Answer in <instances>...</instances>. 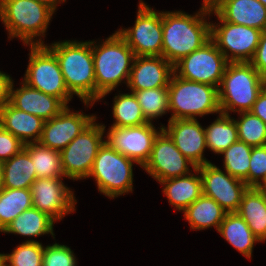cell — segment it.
Returning a JSON list of instances; mask_svg holds the SVG:
<instances>
[{"label": "cell", "mask_w": 266, "mask_h": 266, "mask_svg": "<svg viewBox=\"0 0 266 266\" xmlns=\"http://www.w3.org/2000/svg\"><path fill=\"white\" fill-rule=\"evenodd\" d=\"M36 179L33 162L24 148L3 162V188L30 189Z\"/></svg>", "instance_id": "4316f807"}, {"label": "cell", "mask_w": 266, "mask_h": 266, "mask_svg": "<svg viewBox=\"0 0 266 266\" xmlns=\"http://www.w3.org/2000/svg\"><path fill=\"white\" fill-rule=\"evenodd\" d=\"M204 130L207 148L218 155L238 141L237 126L230 115L220 113Z\"/></svg>", "instance_id": "f1b7e54d"}, {"label": "cell", "mask_w": 266, "mask_h": 266, "mask_svg": "<svg viewBox=\"0 0 266 266\" xmlns=\"http://www.w3.org/2000/svg\"><path fill=\"white\" fill-rule=\"evenodd\" d=\"M250 112L255 116H258L266 124V86L258 95V98L253 104Z\"/></svg>", "instance_id": "60d3db41"}, {"label": "cell", "mask_w": 266, "mask_h": 266, "mask_svg": "<svg viewBox=\"0 0 266 266\" xmlns=\"http://www.w3.org/2000/svg\"><path fill=\"white\" fill-rule=\"evenodd\" d=\"M54 223L51 217L32 207L19 214L3 232L31 238L51 234L55 238Z\"/></svg>", "instance_id": "83f0119b"}, {"label": "cell", "mask_w": 266, "mask_h": 266, "mask_svg": "<svg viewBox=\"0 0 266 266\" xmlns=\"http://www.w3.org/2000/svg\"><path fill=\"white\" fill-rule=\"evenodd\" d=\"M199 10L193 15L162 11V57L173 66L211 39V8L202 5Z\"/></svg>", "instance_id": "6da1fadb"}, {"label": "cell", "mask_w": 266, "mask_h": 266, "mask_svg": "<svg viewBox=\"0 0 266 266\" xmlns=\"http://www.w3.org/2000/svg\"><path fill=\"white\" fill-rule=\"evenodd\" d=\"M217 232L248 259H251L254 244L261 243L237 212L226 213Z\"/></svg>", "instance_id": "d4e9b609"}, {"label": "cell", "mask_w": 266, "mask_h": 266, "mask_svg": "<svg viewBox=\"0 0 266 266\" xmlns=\"http://www.w3.org/2000/svg\"><path fill=\"white\" fill-rule=\"evenodd\" d=\"M183 213L191 230L214 227L218 231L227 212L214 199L202 194Z\"/></svg>", "instance_id": "484cf974"}, {"label": "cell", "mask_w": 266, "mask_h": 266, "mask_svg": "<svg viewBox=\"0 0 266 266\" xmlns=\"http://www.w3.org/2000/svg\"><path fill=\"white\" fill-rule=\"evenodd\" d=\"M228 60L210 39L174 65V73L188 81L219 88Z\"/></svg>", "instance_id": "8fae6325"}, {"label": "cell", "mask_w": 266, "mask_h": 266, "mask_svg": "<svg viewBox=\"0 0 266 266\" xmlns=\"http://www.w3.org/2000/svg\"><path fill=\"white\" fill-rule=\"evenodd\" d=\"M135 94L148 122L169 112L168 87L131 91Z\"/></svg>", "instance_id": "836d02e7"}, {"label": "cell", "mask_w": 266, "mask_h": 266, "mask_svg": "<svg viewBox=\"0 0 266 266\" xmlns=\"http://www.w3.org/2000/svg\"><path fill=\"white\" fill-rule=\"evenodd\" d=\"M249 166V187L266 185V145L252 147Z\"/></svg>", "instance_id": "74e56055"}, {"label": "cell", "mask_w": 266, "mask_h": 266, "mask_svg": "<svg viewBox=\"0 0 266 266\" xmlns=\"http://www.w3.org/2000/svg\"><path fill=\"white\" fill-rule=\"evenodd\" d=\"M39 3H42L49 8H51L54 12H56V8L58 4L65 2L66 0H37Z\"/></svg>", "instance_id": "7bdbcfd3"}, {"label": "cell", "mask_w": 266, "mask_h": 266, "mask_svg": "<svg viewBox=\"0 0 266 266\" xmlns=\"http://www.w3.org/2000/svg\"><path fill=\"white\" fill-rule=\"evenodd\" d=\"M162 129L196 167L211 163L204 157L207 148L205 130L197 119L168 120L167 127L162 126Z\"/></svg>", "instance_id": "ac0fdd59"}, {"label": "cell", "mask_w": 266, "mask_h": 266, "mask_svg": "<svg viewBox=\"0 0 266 266\" xmlns=\"http://www.w3.org/2000/svg\"><path fill=\"white\" fill-rule=\"evenodd\" d=\"M142 168L159 182L189 175L196 166L178 150L172 139L162 129L154 140L149 160Z\"/></svg>", "instance_id": "5bb4252c"}, {"label": "cell", "mask_w": 266, "mask_h": 266, "mask_svg": "<svg viewBox=\"0 0 266 266\" xmlns=\"http://www.w3.org/2000/svg\"><path fill=\"white\" fill-rule=\"evenodd\" d=\"M220 0H203V6L212 8L215 4H217Z\"/></svg>", "instance_id": "ee69618b"}, {"label": "cell", "mask_w": 266, "mask_h": 266, "mask_svg": "<svg viewBox=\"0 0 266 266\" xmlns=\"http://www.w3.org/2000/svg\"><path fill=\"white\" fill-rule=\"evenodd\" d=\"M42 266H77V259L70 247L55 242L44 246Z\"/></svg>", "instance_id": "8d00e7d4"}, {"label": "cell", "mask_w": 266, "mask_h": 266, "mask_svg": "<svg viewBox=\"0 0 266 266\" xmlns=\"http://www.w3.org/2000/svg\"><path fill=\"white\" fill-rule=\"evenodd\" d=\"M24 149L31 157L37 178H65L60 151L50 149L39 142L25 144Z\"/></svg>", "instance_id": "f546056e"}, {"label": "cell", "mask_w": 266, "mask_h": 266, "mask_svg": "<svg viewBox=\"0 0 266 266\" xmlns=\"http://www.w3.org/2000/svg\"><path fill=\"white\" fill-rule=\"evenodd\" d=\"M54 13L37 0H0V20L9 40L19 38L24 46L44 45L42 38Z\"/></svg>", "instance_id": "277c9868"}, {"label": "cell", "mask_w": 266, "mask_h": 266, "mask_svg": "<svg viewBox=\"0 0 266 266\" xmlns=\"http://www.w3.org/2000/svg\"><path fill=\"white\" fill-rule=\"evenodd\" d=\"M25 144L0 126V161L9 160L19 153Z\"/></svg>", "instance_id": "f35d334b"}, {"label": "cell", "mask_w": 266, "mask_h": 266, "mask_svg": "<svg viewBox=\"0 0 266 266\" xmlns=\"http://www.w3.org/2000/svg\"><path fill=\"white\" fill-rule=\"evenodd\" d=\"M133 163L137 162L104 142L98 150L88 178H94L100 193L115 199L126 193H132Z\"/></svg>", "instance_id": "52a82bcc"}, {"label": "cell", "mask_w": 266, "mask_h": 266, "mask_svg": "<svg viewBox=\"0 0 266 266\" xmlns=\"http://www.w3.org/2000/svg\"><path fill=\"white\" fill-rule=\"evenodd\" d=\"M3 260V254L0 253V262Z\"/></svg>", "instance_id": "681fc988"}, {"label": "cell", "mask_w": 266, "mask_h": 266, "mask_svg": "<svg viewBox=\"0 0 266 266\" xmlns=\"http://www.w3.org/2000/svg\"><path fill=\"white\" fill-rule=\"evenodd\" d=\"M114 127L140 126L148 123L133 92L114 96L112 107Z\"/></svg>", "instance_id": "1f68e13d"}, {"label": "cell", "mask_w": 266, "mask_h": 266, "mask_svg": "<svg viewBox=\"0 0 266 266\" xmlns=\"http://www.w3.org/2000/svg\"><path fill=\"white\" fill-rule=\"evenodd\" d=\"M266 86V78L250 62H229L218 88L220 112H248Z\"/></svg>", "instance_id": "5b68a950"}, {"label": "cell", "mask_w": 266, "mask_h": 266, "mask_svg": "<svg viewBox=\"0 0 266 266\" xmlns=\"http://www.w3.org/2000/svg\"><path fill=\"white\" fill-rule=\"evenodd\" d=\"M169 120L196 119L208 114H220L218 88L188 81L173 73L169 86Z\"/></svg>", "instance_id": "8992f818"}, {"label": "cell", "mask_w": 266, "mask_h": 266, "mask_svg": "<svg viewBox=\"0 0 266 266\" xmlns=\"http://www.w3.org/2000/svg\"><path fill=\"white\" fill-rule=\"evenodd\" d=\"M251 152V146L238 140L221 153L224 157V170L231 176L244 181L248 186Z\"/></svg>", "instance_id": "d6a6232c"}, {"label": "cell", "mask_w": 266, "mask_h": 266, "mask_svg": "<svg viewBox=\"0 0 266 266\" xmlns=\"http://www.w3.org/2000/svg\"><path fill=\"white\" fill-rule=\"evenodd\" d=\"M45 45L57 58L70 94L92 107L96 102L92 41L65 40Z\"/></svg>", "instance_id": "7a4b0ae2"}, {"label": "cell", "mask_w": 266, "mask_h": 266, "mask_svg": "<svg viewBox=\"0 0 266 266\" xmlns=\"http://www.w3.org/2000/svg\"><path fill=\"white\" fill-rule=\"evenodd\" d=\"M0 266H8L3 260L0 262Z\"/></svg>", "instance_id": "7dc6e473"}, {"label": "cell", "mask_w": 266, "mask_h": 266, "mask_svg": "<svg viewBox=\"0 0 266 266\" xmlns=\"http://www.w3.org/2000/svg\"><path fill=\"white\" fill-rule=\"evenodd\" d=\"M250 63L266 78V30L262 31L260 42Z\"/></svg>", "instance_id": "ab89813d"}, {"label": "cell", "mask_w": 266, "mask_h": 266, "mask_svg": "<svg viewBox=\"0 0 266 266\" xmlns=\"http://www.w3.org/2000/svg\"><path fill=\"white\" fill-rule=\"evenodd\" d=\"M106 126L96 119L60 151L64 176L71 180L88 178L99 148L104 144Z\"/></svg>", "instance_id": "9c48e42d"}, {"label": "cell", "mask_w": 266, "mask_h": 266, "mask_svg": "<svg viewBox=\"0 0 266 266\" xmlns=\"http://www.w3.org/2000/svg\"><path fill=\"white\" fill-rule=\"evenodd\" d=\"M22 86L10 88L9 102L19 110L41 117L44 121L57 116L66 105L57 97L45 94L21 81Z\"/></svg>", "instance_id": "ffe728a7"}, {"label": "cell", "mask_w": 266, "mask_h": 266, "mask_svg": "<svg viewBox=\"0 0 266 266\" xmlns=\"http://www.w3.org/2000/svg\"><path fill=\"white\" fill-rule=\"evenodd\" d=\"M196 168L202 178L203 194L214 199L227 213L237 212L249 186L212 162Z\"/></svg>", "instance_id": "9a60e30c"}, {"label": "cell", "mask_w": 266, "mask_h": 266, "mask_svg": "<svg viewBox=\"0 0 266 266\" xmlns=\"http://www.w3.org/2000/svg\"><path fill=\"white\" fill-rule=\"evenodd\" d=\"M135 56H162V11H155L140 0L133 27L119 28Z\"/></svg>", "instance_id": "7c38bea8"}, {"label": "cell", "mask_w": 266, "mask_h": 266, "mask_svg": "<svg viewBox=\"0 0 266 266\" xmlns=\"http://www.w3.org/2000/svg\"><path fill=\"white\" fill-rule=\"evenodd\" d=\"M152 122L140 126L109 127L105 142L117 152L134 160L142 168L149 160L154 140L162 130Z\"/></svg>", "instance_id": "4fadbf2b"}, {"label": "cell", "mask_w": 266, "mask_h": 266, "mask_svg": "<svg viewBox=\"0 0 266 266\" xmlns=\"http://www.w3.org/2000/svg\"><path fill=\"white\" fill-rule=\"evenodd\" d=\"M44 120L14 107L9 101L0 107V126L24 144L39 142Z\"/></svg>", "instance_id": "7402d4cb"}, {"label": "cell", "mask_w": 266, "mask_h": 266, "mask_svg": "<svg viewBox=\"0 0 266 266\" xmlns=\"http://www.w3.org/2000/svg\"><path fill=\"white\" fill-rule=\"evenodd\" d=\"M211 14L216 15L219 20L216 24L211 22V39L228 62H250L260 42L262 31L224 21L212 8Z\"/></svg>", "instance_id": "30bf717a"}, {"label": "cell", "mask_w": 266, "mask_h": 266, "mask_svg": "<svg viewBox=\"0 0 266 266\" xmlns=\"http://www.w3.org/2000/svg\"><path fill=\"white\" fill-rule=\"evenodd\" d=\"M29 47V63L22 81L45 94L59 98L68 106L73 96L67 89L54 53L45 44Z\"/></svg>", "instance_id": "ba28073f"}, {"label": "cell", "mask_w": 266, "mask_h": 266, "mask_svg": "<svg viewBox=\"0 0 266 266\" xmlns=\"http://www.w3.org/2000/svg\"><path fill=\"white\" fill-rule=\"evenodd\" d=\"M44 246L37 240L29 239L19 244L10 254H3L8 266H42Z\"/></svg>", "instance_id": "d590c367"}, {"label": "cell", "mask_w": 266, "mask_h": 266, "mask_svg": "<svg viewBox=\"0 0 266 266\" xmlns=\"http://www.w3.org/2000/svg\"><path fill=\"white\" fill-rule=\"evenodd\" d=\"M237 213L261 243L266 241V196L262 188L249 187Z\"/></svg>", "instance_id": "cb8c5ba5"}, {"label": "cell", "mask_w": 266, "mask_h": 266, "mask_svg": "<svg viewBox=\"0 0 266 266\" xmlns=\"http://www.w3.org/2000/svg\"><path fill=\"white\" fill-rule=\"evenodd\" d=\"M33 207L30 189L3 188L0 192V232L23 211Z\"/></svg>", "instance_id": "4dcf8cb0"}, {"label": "cell", "mask_w": 266, "mask_h": 266, "mask_svg": "<svg viewBox=\"0 0 266 266\" xmlns=\"http://www.w3.org/2000/svg\"><path fill=\"white\" fill-rule=\"evenodd\" d=\"M62 179L63 177L37 178L30 188L33 207L55 222L73 213L77 204L74 192L63 183Z\"/></svg>", "instance_id": "2e32d148"}, {"label": "cell", "mask_w": 266, "mask_h": 266, "mask_svg": "<svg viewBox=\"0 0 266 266\" xmlns=\"http://www.w3.org/2000/svg\"><path fill=\"white\" fill-rule=\"evenodd\" d=\"M174 66L162 56H135L127 87L131 91L168 87Z\"/></svg>", "instance_id": "d6986e66"}, {"label": "cell", "mask_w": 266, "mask_h": 266, "mask_svg": "<svg viewBox=\"0 0 266 266\" xmlns=\"http://www.w3.org/2000/svg\"><path fill=\"white\" fill-rule=\"evenodd\" d=\"M212 9L224 21L266 30V7L258 0H220Z\"/></svg>", "instance_id": "44dd1931"}, {"label": "cell", "mask_w": 266, "mask_h": 266, "mask_svg": "<svg viewBox=\"0 0 266 266\" xmlns=\"http://www.w3.org/2000/svg\"><path fill=\"white\" fill-rule=\"evenodd\" d=\"M13 81L10 75L0 71V107L9 101L10 88Z\"/></svg>", "instance_id": "b9f144b4"}, {"label": "cell", "mask_w": 266, "mask_h": 266, "mask_svg": "<svg viewBox=\"0 0 266 266\" xmlns=\"http://www.w3.org/2000/svg\"><path fill=\"white\" fill-rule=\"evenodd\" d=\"M98 43L100 42L92 41L96 102L121 83L127 86L135 58L133 50L117 31Z\"/></svg>", "instance_id": "3957f363"}, {"label": "cell", "mask_w": 266, "mask_h": 266, "mask_svg": "<svg viewBox=\"0 0 266 266\" xmlns=\"http://www.w3.org/2000/svg\"><path fill=\"white\" fill-rule=\"evenodd\" d=\"M182 177H174L159 181L163 186L162 192L169 203L178 211L183 212L203 194L202 178L199 170ZM197 174V175H196Z\"/></svg>", "instance_id": "603a6c76"}, {"label": "cell", "mask_w": 266, "mask_h": 266, "mask_svg": "<svg viewBox=\"0 0 266 266\" xmlns=\"http://www.w3.org/2000/svg\"><path fill=\"white\" fill-rule=\"evenodd\" d=\"M3 190V162L0 161V192Z\"/></svg>", "instance_id": "f6af8a7d"}, {"label": "cell", "mask_w": 266, "mask_h": 266, "mask_svg": "<svg viewBox=\"0 0 266 266\" xmlns=\"http://www.w3.org/2000/svg\"><path fill=\"white\" fill-rule=\"evenodd\" d=\"M238 119L234 118L238 140L251 147L266 145V124L258 117L248 112H240Z\"/></svg>", "instance_id": "e575fe53"}, {"label": "cell", "mask_w": 266, "mask_h": 266, "mask_svg": "<svg viewBox=\"0 0 266 266\" xmlns=\"http://www.w3.org/2000/svg\"><path fill=\"white\" fill-rule=\"evenodd\" d=\"M261 188L263 189L265 196H266V185L262 186Z\"/></svg>", "instance_id": "c3c4849f"}, {"label": "cell", "mask_w": 266, "mask_h": 266, "mask_svg": "<svg viewBox=\"0 0 266 266\" xmlns=\"http://www.w3.org/2000/svg\"><path fill=\"white\" fill-rule=\"evenodd\" d=\"M258 1L261 2L266 7V0H258Z\"/></svg>", "instance_id": "bcb514c9"}, {"label": "cell", "mask_w": 266, "mask_h": 266, "mask_svg": "<svg viewBox=\"0 0 266 266\" xmlns=\"http://www.w3.org/2000/svg\"><path fill=\"white\" fill-rule=\"evenodd\" d=\"M96 118L97 116L93 114L74 112L66 106L57 116L44 122L39 143L61 151Z\"/></svg>", "instance_id": "e0dca14e"}]
</instances>
